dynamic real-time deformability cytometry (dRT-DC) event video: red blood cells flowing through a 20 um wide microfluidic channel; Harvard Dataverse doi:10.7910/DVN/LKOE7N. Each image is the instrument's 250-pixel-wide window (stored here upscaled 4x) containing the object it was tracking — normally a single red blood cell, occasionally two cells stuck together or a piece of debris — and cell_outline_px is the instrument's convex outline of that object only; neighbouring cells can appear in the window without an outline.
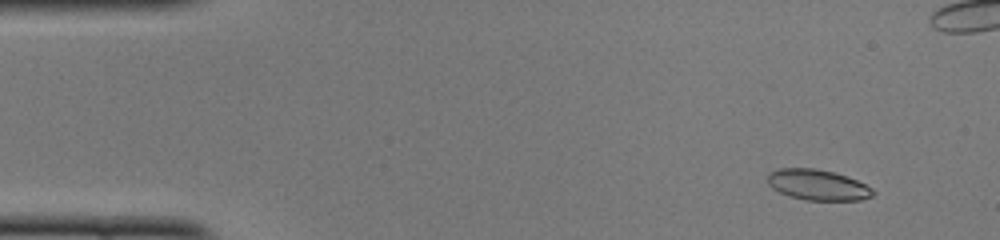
{"species": "common noctule bat (a hibernating species)", "species_latin": "Nyctalus noctula", "temperature_condition": "cold", "stored_images_in_passage": 49, "camera_frame_rate_fps": 3000, "um_per_image_px": 0.085, "animal": {"sex": "female", "body_mass_g": 22.0, "forearm_length_mm": 56.7}, "frame": {"image": 1, "passage_image": 2, "time_ms": 0.333, "image_size_px": [1000, 240], "cell_outline_px": [[876, 192], [872, 196], [860, 200], [804, 200], [788, 196], [772, 188], [768, 184], [768, 172], [780, 168], [816, 168], [832, 172], [856, 180], [872, 188]], "centroid_in_image_um": [69.48, 15.72], "position_along_channel_um": 15.5, "area_um2": 18.79}}
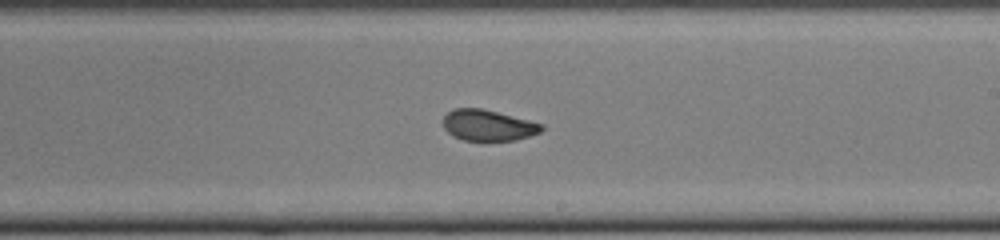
{"frame": {"image": 2, "passage_image": 27, "time_ms": 8.667, "image_size_px": [1000, 240], "cell_outline_px": [[544, 128], [540, 132], [516, 140], [464, 140], [452, 136], [444, 128], [444, 116], [452, 108], [480, 108], [544, 124]], "centroid_in_image_um": [41.47, 10.65], "position_along_channel_um": 247.5, "area_um2": 17.57}}
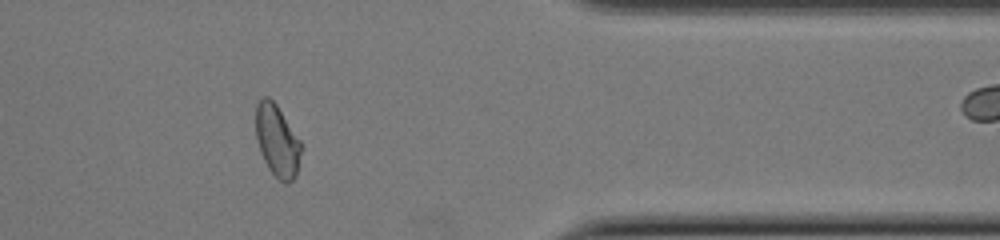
{"frame": {"image": 3, "passage_image": 39, "time_ms": 12.667, "image_size_px": [1000, 240], "cell_outline_px": [[300, 152], [296, 176], [288, 184], [280, 180], [268, 168], [260, 152], [256, 140], [256, 104], [264, 96], [268, 96], [276, 104], [300, 140]], "centroid_in_image_um": [23.53, 11.95], "position_along_channel_um": 387.9, "area_um2": 18.73}, "authors_computed_cell_mechanics": {"area_um2": 18.8428, "velocity_mm_per_s": 3.981, "shape_relaxation_time_tau1_ms": null, "shape_relaxation_time_tau2_ms": 0.9844, "deformation_change_tau1": null, "deformation_change_tau2": 0.0587}}